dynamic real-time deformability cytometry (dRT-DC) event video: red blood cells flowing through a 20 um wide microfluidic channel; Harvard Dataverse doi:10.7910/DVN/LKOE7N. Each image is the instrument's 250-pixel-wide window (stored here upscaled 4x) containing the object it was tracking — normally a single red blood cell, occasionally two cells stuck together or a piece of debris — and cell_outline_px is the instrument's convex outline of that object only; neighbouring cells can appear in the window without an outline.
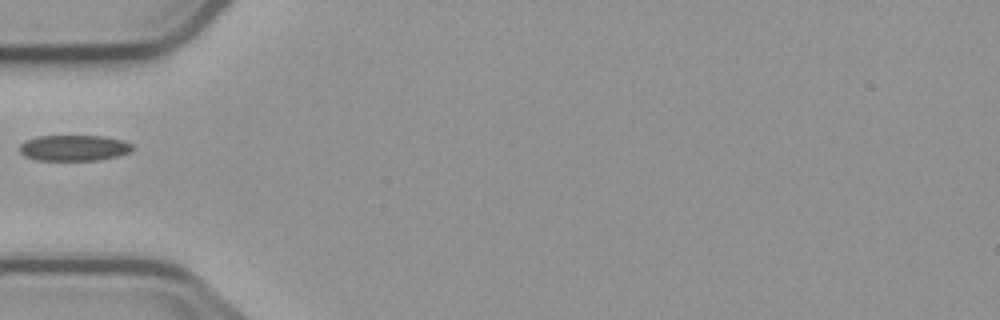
{"species": "common noctule bat (a hibernating species)", "species_latin": "Nyctalus noctula", "temperature_condition": "cold", "stored_images_in_passage": 2, "camera_frame_rate_fps": 3000, "um_per_image_px": 0.085, "animal": {"sex": "male", "body_mass_g": 23.1, "forearm_length_mm": 52.7}, "frame": {"image": 1, "passage_image": 1, "time_ms": 0.0, "image_size_px": [1000, 320], "cell_outline_px": [[136, 148], [132, 152], [120, 156], [96, 160], [36, 160], [24, 156], [20, 152], [20, 144], [24, 140], [36, 136], [104, 136], [124, 140], [132, 144]], "centroid_in_image_um": [6.33, 12.57], "position_along_channel_um": 78.7, "area_um2": 17.34}}
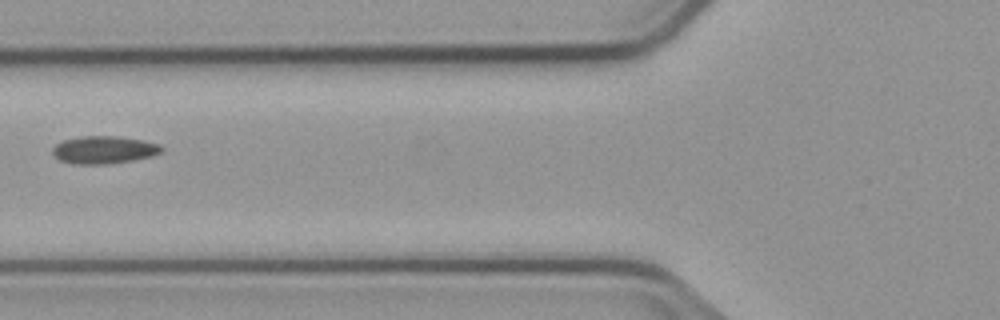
{"frame": {"image": 2, "passage_image": 2, "time_ms": 1.0, "image_size_px": [1000, 320], "cell_outline_px": [[164, 148], [160, 152], [152, 156], [132, 160], [108, 164], [72, 164], [60, 160], [52, 152], [52, 148], [56, 144], [64, 140], [80, 136], [120, 136], [144, 140], [160, 144]], "centroid_in_image_um": [8.85, 12.73], "position_along_channel_um": 117.0, "area_um2": 17.63}}